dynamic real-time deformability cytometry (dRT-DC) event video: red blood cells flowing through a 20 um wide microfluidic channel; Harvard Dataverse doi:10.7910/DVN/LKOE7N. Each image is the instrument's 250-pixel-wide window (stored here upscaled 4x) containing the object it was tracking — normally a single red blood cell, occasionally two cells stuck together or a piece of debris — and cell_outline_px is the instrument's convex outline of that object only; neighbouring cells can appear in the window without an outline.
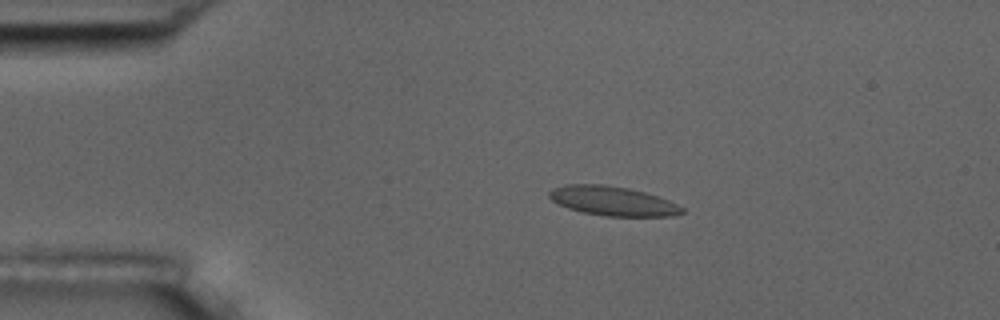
{"species": "common noctule bat (a hibernating species)", "species_latin": "Nyctalus noctula", "temperature_condition": "room temperature", "stored_images_in_passage": 6, "camera_frame_rate_fps": 3000, "um_per_image_px": 0.085, "animal": {"sex": "male", "body_mass_g": 17.5, "forearm_length_mm": 52.3}, "frame": {"image": 1, "passage_image": 2, "time_ms": 1.0, "image_size_px": [1000, 320], "cell_outline_px": [[684, 212], [672, 216], [608, 216], [584, 212], [568, 208], [552, 200], [548, 196], [548, 192], [552, 188], [564, 184], [604, 184], [628, 188], [644, 192], [668, 200], [684, 208]], "centroid_in_image_um": [52.05, 17.07], "position_along_channel_um": 32.9, "area_um2": 22.54}}
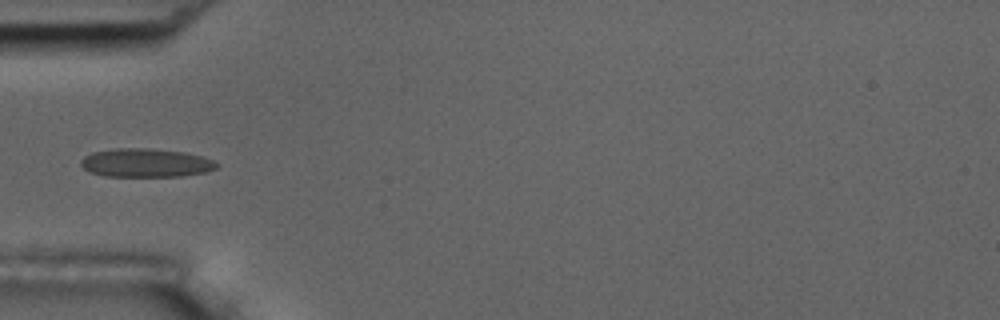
{"frame": {"image": 2, "passage_image": 4, "time_ms": 3.333, "image_size_px": [1000, 320], "cell_outline_px": [[220, 164], [216, 168], [208, 172], [180, 176], [104, 176], [92, 172], [84, 168], [80, 164], [80, 160], [84, 156], [92, 152], [116, 148], [148, 148], [184, 152], [216, 160]], "centroid_in_image_um": [12.42, 13.84], "position_along_channel_um": 72.6, "area_um2": 22.72}}